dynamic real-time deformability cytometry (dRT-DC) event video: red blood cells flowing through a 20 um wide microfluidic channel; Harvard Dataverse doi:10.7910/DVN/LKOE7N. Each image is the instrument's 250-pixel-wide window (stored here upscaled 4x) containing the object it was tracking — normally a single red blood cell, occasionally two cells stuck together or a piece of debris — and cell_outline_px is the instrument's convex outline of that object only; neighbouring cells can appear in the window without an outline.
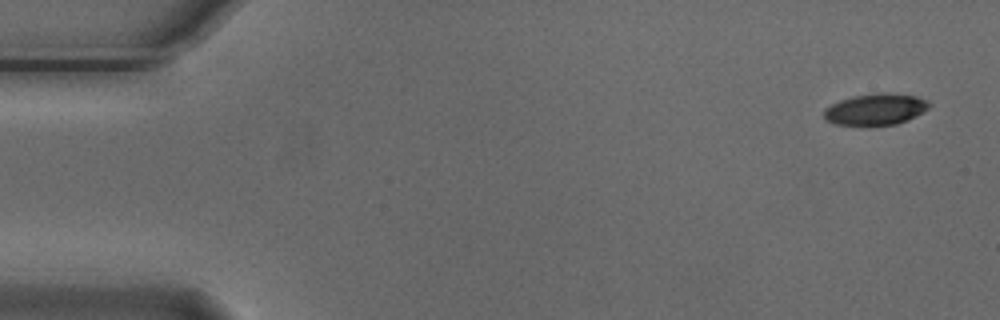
{"species": "Egyptian fruit bat (a non-hibernating species)", "species_latin": "Rousettus aegyptiacus", "temperature_condition": "cold", "stored_images_in_passage": 4, "camera_frame_rate_fps": 3000, "um_per_image_px": 0.085, "animal": {"sex": "male"}, "frame": {"image": 1, "passage_image": 1, "time_ms": 0.0, "image_size_px": [1000, 320], "cell_outline_px": [[932, 104], [928, 108], [916, 116], [908, 120], [896, 124], [868, 128], [836, 124], [824, 120], [824, 108], [840, 100], [856, 96], [884, 92], [916, 96], [928, 100]], "centroid_in_image_um": [74.41, 9.34], "position_along_channel_um": 10.6, "area_um2": 19.83}}
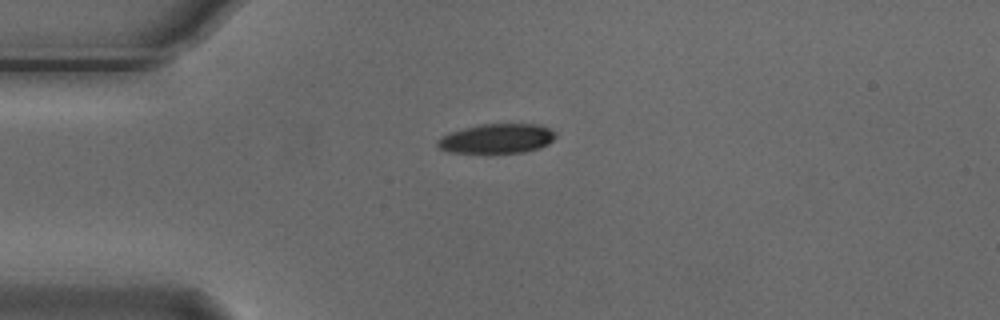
{"frame": {"image": 2, "passage_image": 4, "time_ms": 1.0, "image_size_px": [1000, 320], "cell_outline_px": [[556, 136], [548, 144], [540, 148], [524, 152], [448, 152], [440, 148], [436, 144], [436, 140], [440, 136], [464, 128], [480, 124], [540, 124], [556, 132]], "centroid_in_image_um": [42.24, 11.77], "position_along_channel_um": 42.8, "area_um2": 20.23}}